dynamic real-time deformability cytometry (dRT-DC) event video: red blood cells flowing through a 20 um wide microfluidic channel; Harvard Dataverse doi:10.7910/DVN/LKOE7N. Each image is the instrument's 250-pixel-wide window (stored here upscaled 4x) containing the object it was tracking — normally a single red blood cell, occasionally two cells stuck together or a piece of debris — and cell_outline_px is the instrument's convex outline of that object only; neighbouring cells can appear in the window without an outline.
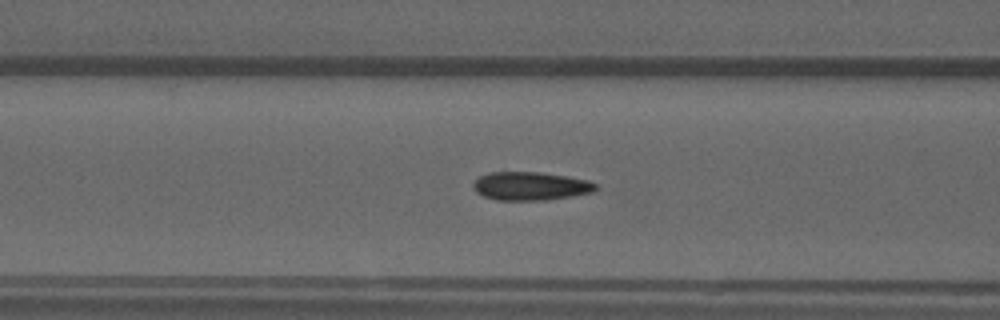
{"species": "common noctule bat (a hibernating species)", "species_latin": "Nyctalus noctula", "temperature_condition": "warm", "stored_images_in_passage": 52, "camera_frame_rate_fps": 3000, "um_per_image_px": 0.085, "animal": {"sex": "male", "forearm_length_mm": 52.5}, "frame": {"image": 1, "passage_image": 19, "time_ms": 6.0, "image_size_px": [1000, 320], "cell_outline_px": [[600, 188], [596, 192], [572, 196], [544, 200], [496, 200], [484, 196], [476, 192], [472, 184], [480, 176], [488, 172], [540, 172], [568, 176], [588, 180], [596, 184]], "centroid_in_image_um": [45.14, 15.81], "position_along_channel_um": 121.5, "area_um2": 20.46}}
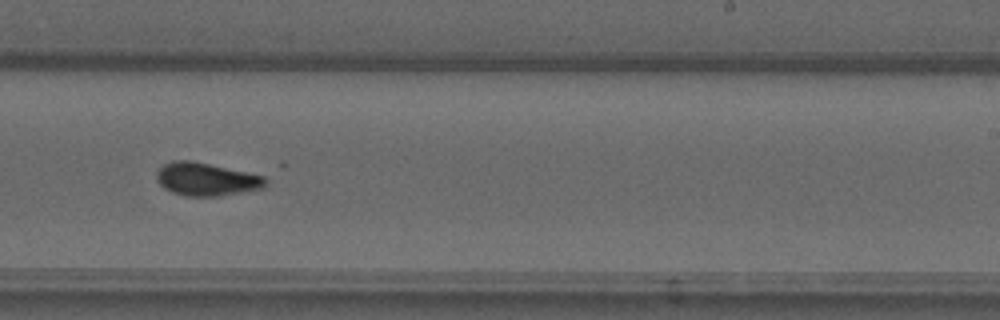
{"frame": {"image": 2, "passage_image": 31, "time_ms": 10.0, "image_size_px": [1000, 320], "cell_outline_px": [[268, 184], [260, 188], [216, 196], [184, 196], [172, 192], [164, 188], [156, 180], [156, 172], [164, 164], [172, 160], [192, 160], [264, 176], [268, 180]], "centroid_in_image_um": [17.49, 15.22], "position_along_channel_um": 271.5, "area_um2": 20.81}}
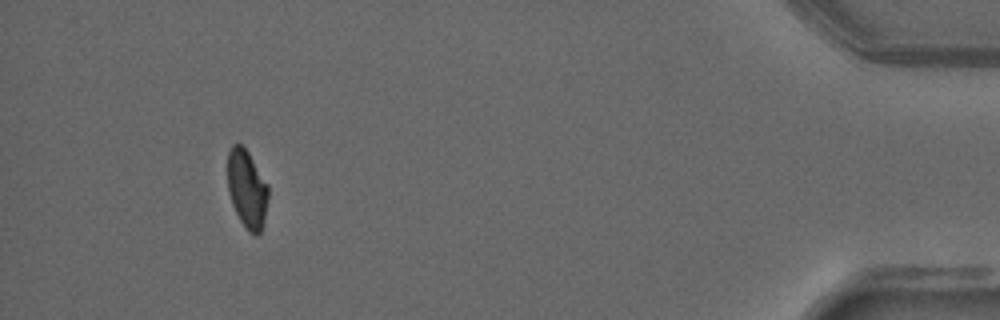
{"frame": {"image": 3, "passage_image": 48, "time_ms": 15.667, "image_size_px": [1000, 320], "cell_outline_px": [[268, 196], [264, 224], [260, 232], [256, 236], [248, 232], [240, 220], [232, 204], [228, 192], [228, 152], [232, 144], [240, 144], [248, 152], [268, 184]], "centroid_in_image_um": [21.0, 16.09], "position_along_channel_um": 414.2, "area_um2": 18.55}, "authors_computed_cell_mechanics": {"area_um2": 19.7676, "velocity_mm_per_s": 3.7702, "shape_relaxation_time_tau1_ms": 5.9808, "shape_relaxation_time_tau2_ms": null, "deformation_change_tau1": 0.1754, "deformation_change_tau2": null}}